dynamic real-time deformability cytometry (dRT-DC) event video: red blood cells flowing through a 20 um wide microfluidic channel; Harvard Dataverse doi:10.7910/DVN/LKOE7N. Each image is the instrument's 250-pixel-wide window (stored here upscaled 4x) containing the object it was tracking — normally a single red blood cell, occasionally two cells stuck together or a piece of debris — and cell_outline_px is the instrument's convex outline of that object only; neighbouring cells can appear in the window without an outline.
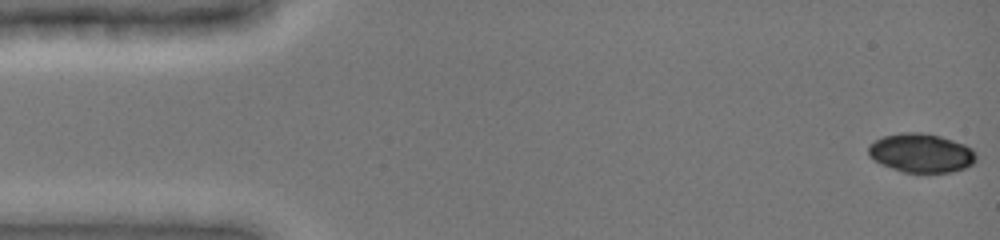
{"species": "common noctule bat (a hibernating species)", "species_latin": "Nyctalus noctula", "temperature_condition": "cold", "stored_images_in_passage": 53, "camera_frame_rate_fps": 3000, "um_per_image_px": 0.085, "animal": {"sex": "female", "body_mass_g": 19.0, "forearm_length_mm": 51.5}, "frame": {"image": 1, "passage_image": 1, "time_ms": 0.0, "image_size_px": [1000, 240], "cell_outline_px": [[976, 160], [972, 164], [964, 168], [952, 172], [904, 172], [880, 164], [868, 156], [868, 144], [884, 136], [904, 132], [924, 132], [940, 136], [964, 144], [972, 148], [976, 152]], "centroid_in_image_um": [78.29, 13.0], "position_along_channel_um": 6.7, "area_um2": 24.51}}
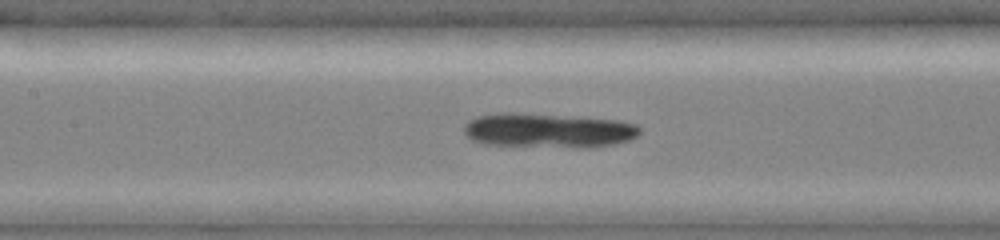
{"frame": {"image": 2, "passage_image": 35, "time_ms": 7.0, "image_size_px": [1000, 240], "cell_outline_px": [[640, 132], [632, 140], [592, 148], [584, 148], [484, 144], [472, 140], [464, 132], [464, 124], [468, 120], [480, 116], [504, 112], [516, 112], [620, 120], [636, 124], [640, 128]], "centroid_in_image_um": [46.62, 11.09], "position_along_channel_um": 160.8, "area_um2": 35.55}}
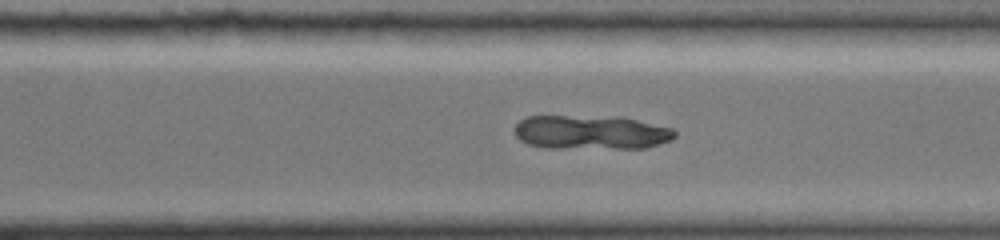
{"frame": {"image": 3, "passage_image": 53, "time_ms": 11.0, "image_size_px": [1000, 240], "cell_outline_px": [[676, 136], [672, 140], [648, 148], [548, 148], [528, 144], [520, 140], [516, 136], [512, 128], [520, 120], [528, 116], [620, 116], [672, 128], [676, 132]], "centroid_in_image_um": [50.24, 11.25], "position_along_channel_um": 320.4, "area_um2": 32.31}}